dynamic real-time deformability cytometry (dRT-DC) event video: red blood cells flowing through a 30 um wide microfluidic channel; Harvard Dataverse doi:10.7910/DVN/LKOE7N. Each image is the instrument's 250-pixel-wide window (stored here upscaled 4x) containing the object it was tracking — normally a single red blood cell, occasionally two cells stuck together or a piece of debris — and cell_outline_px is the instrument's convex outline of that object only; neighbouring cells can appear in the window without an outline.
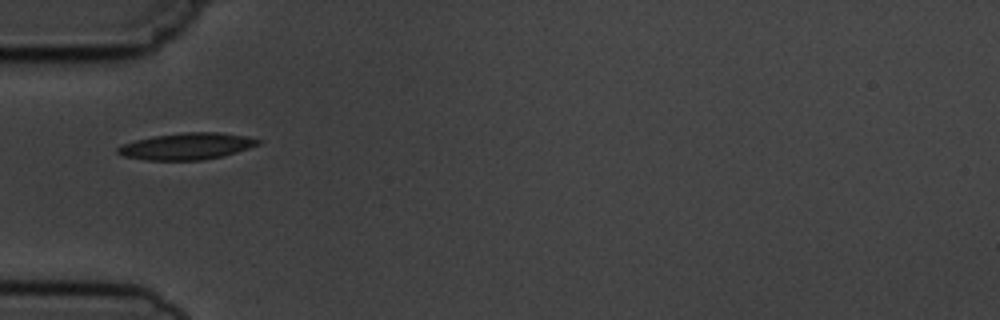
{"species": "common noctule bat (a hibernating species)", "species_latin": "Nyctalus noctula", "temperature_condition": "cold", "stored_images_in_passage": 3, "camera_frame_rate_fps": 3000, "um_per_image_px": 0.085, "animal": {"sex": "male", "body_mass_g": 19.5, "forearm_length_mm": 54.6}, "frame": {"image": 1, "passage_image": 1, "time_ms": 0.0, "image_size_px": [1000, 320], "cell_outline_px": [[260, 144], [236, 152], [204, 160], [144, 160], [124, 156], [116, 152], [116, 148], [124, 144], [136, 140], [156, 136], [184, 132], [220, 132], [244, 136], [260, 140]], "centroid_in_image_um": [15.86, 12.43], "position_along_channel_um": 69.1, "area_um2": 21.5}}
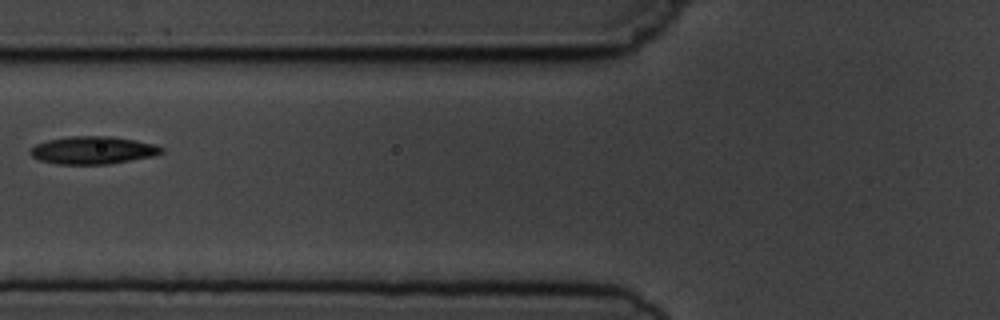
{"frame": {"image": 2, "passage_image": 2, "time_ms": 1.333, "image_size_px": [1000, 320], "cell_outline_px": [[164, 152], [156, 156], [108, 164], [56, 164], [40, 160], [32, 156], [28, 152], [36, 144], [48, 140], [72, 136], [112, 136], [152, 144], [164, 148]], "centroid_in_image_um": [7.91, 12.77], "position_along_channel_um": 117.9, "area_um2": 21.1}}
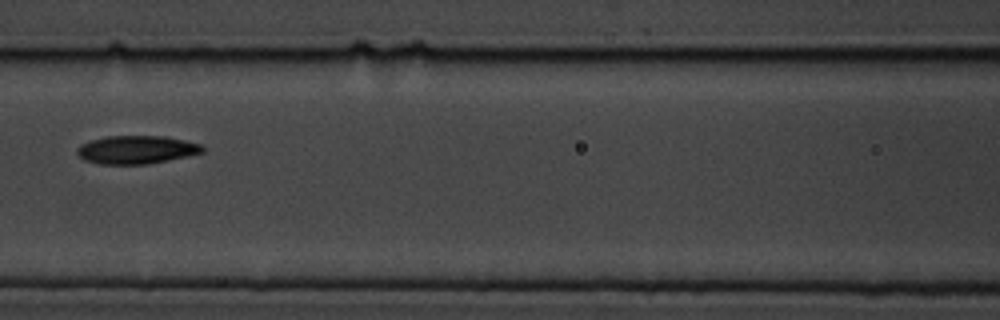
{"frame": {"image": 3, "passage_image": 3, "time_ms": 2.333, "image_size_px": [1000, 320], "cell_outline_px": [[204, 152], [188, 156], [148, 164], [100, 164], [84, 160], [76, 152], [76, 148], [80, 144], [92, 140], [108, 136], [164, 136], [204, 144]], "centroid_in_image_um": [11.62, 12.72], "position_along_channel_um": 155.0, "area_um2": 20.69}}